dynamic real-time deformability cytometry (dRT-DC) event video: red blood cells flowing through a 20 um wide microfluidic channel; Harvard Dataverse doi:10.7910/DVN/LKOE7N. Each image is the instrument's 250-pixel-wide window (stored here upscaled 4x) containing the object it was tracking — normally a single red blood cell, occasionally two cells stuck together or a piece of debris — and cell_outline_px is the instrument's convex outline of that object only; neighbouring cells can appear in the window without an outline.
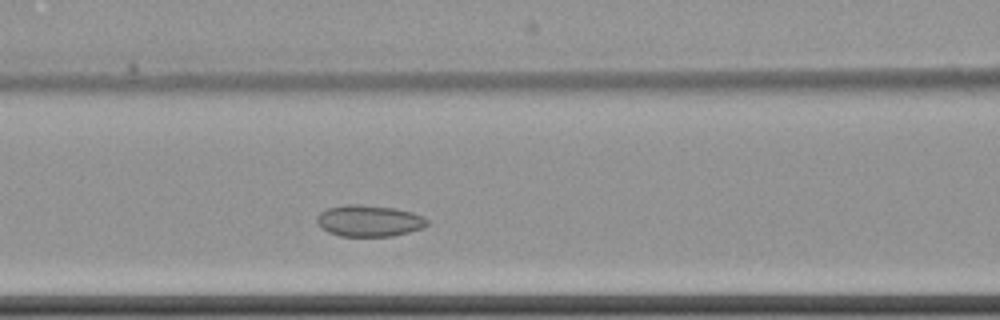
{"species": "common noctule bat (a hibernating species)", "species_latin": "Nyctalus noctula", "temperature_condition": "cold", "stored_images_in_passage": 5, "segment_of_instrument_passage": [1, 2], "camera_frame_rate_fps": 3000, "um_per_image_px": 0.085, "animal": {"sex": "female", "body_mass_g": 22.7, "forearm_length_mm": 54.2}, "frame": {"image": 1, "passage_image": 4, "time_ms": 3.667, "image_size_px": [1000, 320], "cell_outline_px": [[428, 224], [420, 228], [408, 232], [392, 236], [340, 236], [328, 232], [316, 220], [316, 216], [320, 212], [328, 208], [344, 204], [360, 204], [396, 208], [412, 212], [424, 216], [428, 220]], "centroid_in_image_um": [31.38, 18.75], "position_along_channel_um": 135.2, "area_um2": 20.17}}